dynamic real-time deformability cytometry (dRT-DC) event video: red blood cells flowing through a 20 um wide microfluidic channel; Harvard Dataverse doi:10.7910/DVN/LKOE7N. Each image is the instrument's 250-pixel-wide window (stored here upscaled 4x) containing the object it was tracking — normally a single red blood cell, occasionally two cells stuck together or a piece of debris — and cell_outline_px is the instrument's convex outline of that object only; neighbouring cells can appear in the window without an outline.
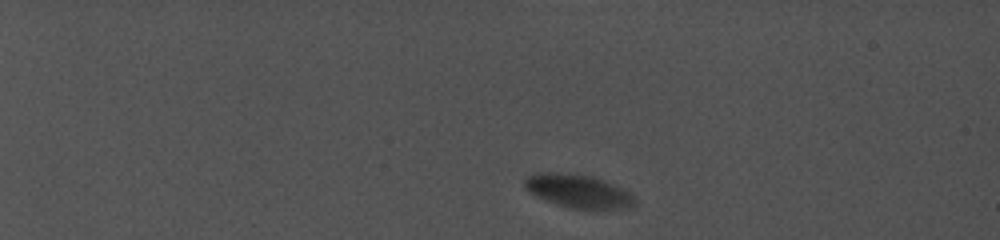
{"species": "common noctule bat (a hibernating species)", "species_latin": "Nyctalus noctula", "temperature_condition": "cold", "stored_images_in_passage": 7, "camera_frame_rate_fps": 5000, "um_per_image_px": 0.085, "animal": {"sex": "female", "body_mass_g": 19.0, "forearm_length_mm": 56.7}, "frame": {"image": 1, "passage_image": 1, "time_ms": 0.0, "image_size_px": [1000, 240], "cell_outline_px": [[636, 204], [620, 208], [600, 212], [568, 208], [536, 196], [524, 188], [524, 176], [536, 172], [556, 172], [592, 176], [632, 192], [636, 200]], "centroid_in_image_um": [49.15, 16.27], "position_along_channel_um": 35.8, "area_um2": 22.02}}
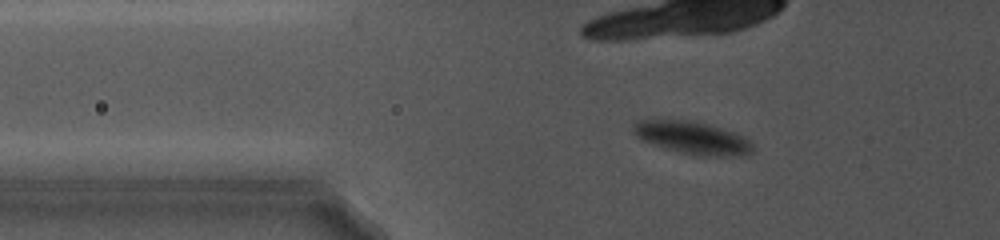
{"frame": {"image": 2, "passage_image": 6, "time_ms": 4.0, "image_size_px": [1000, 240], "cell_outline_px": [[752, 152], [740, 156], [696, 156], [680, 152], [640, 140], [632, 132], [632, 124], [636, 120], [696, 120], [732, 132], [748, 140], [752, 144]], "centroid_in_image_um": [58.8, 11.71], "position_along_channel_um": 67.0, "area_um2": 22.66}}